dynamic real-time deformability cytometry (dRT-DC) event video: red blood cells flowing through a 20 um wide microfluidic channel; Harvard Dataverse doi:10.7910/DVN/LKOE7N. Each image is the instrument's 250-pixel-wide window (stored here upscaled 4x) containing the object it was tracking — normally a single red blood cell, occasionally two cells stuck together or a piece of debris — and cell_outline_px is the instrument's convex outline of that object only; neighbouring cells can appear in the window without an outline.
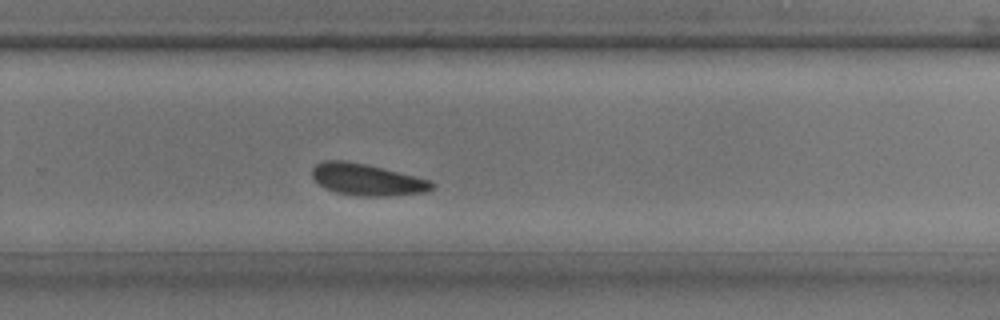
{"species": "common noctule bat (a hibernating species)", "species_latin": "Nyctalus noctula", "temperature_condition": "room temperature", "stored_images_in_passage": 34, "camera_frame_rate_fps": 3000, "um_per_image_px": 0.085, "animal": {"sex": "male", "body_mass_g": 17.9, "forearm_length_mm": 54.2}, "frame": {"image": 1, "passage_image": 21, "time_ms": 6.667, "image_size_px": [1000, 320], "cell_outline_px": [[436, 188], [424, 192], [388, 196], [356, 196], [336, 192], [324, 188], [312, 176], [312, 168], [316, 164], [324, 160], [344, 160], [364, 164], [432, 180], [436, 184]], "centroid_in_image_um": [31.21, 15.27], "position_along_channel_um": 298.6, "area_um2": 22.08}}
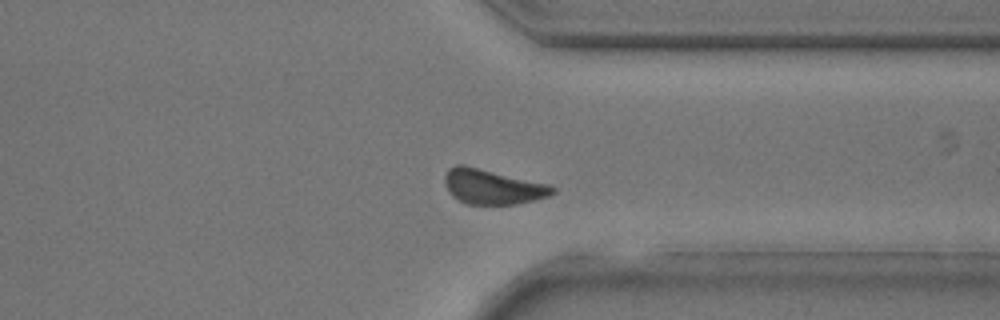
{"frame": {"image": 2, "passage_image": 25, "time_ms": 8.0, "image_size_px": [1000, 320], "cell_outline_px": [[556, 192], [548, 196], [516, 204], [468, 204], [452, 196], [448, 192], [444, 184], [444, 176], [448, 168], [456, 164], [464, 164], [548, 184], [556, 188]], "centroid_in_image_um": [41.82, 15.86], "position_along_channel_um": 369.6, "area_um2": 21.96}}
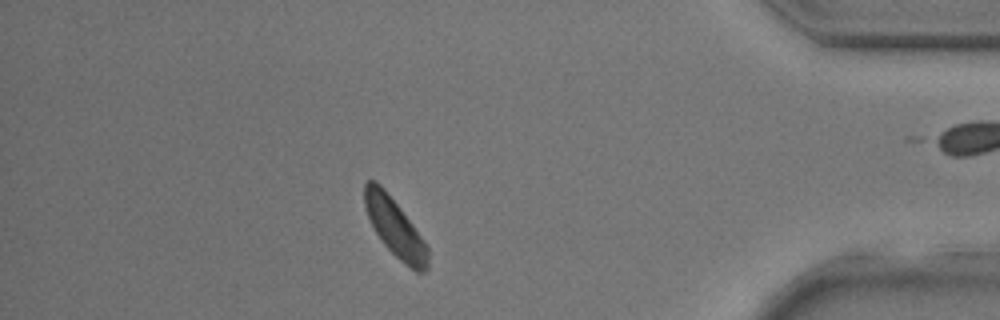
{"frame": {"image": 3, "passage_image": 29, "time_ms": 9.333, "image_size_px": [1000, 320], "cell_outline_px": [[428, 268], [424, 272], [416, 272], [400, 260], [384, 244], [376, 232], [368, 216], [364, 204], [364, 184], [368, 180], [376, 180], [384, 188], [400, 208], [424, 240], [428, 248]], "centroid_in_image_um": [33.57, 19.34], "position_along_channel_um": 401.6, "area_um2": 21.1}}